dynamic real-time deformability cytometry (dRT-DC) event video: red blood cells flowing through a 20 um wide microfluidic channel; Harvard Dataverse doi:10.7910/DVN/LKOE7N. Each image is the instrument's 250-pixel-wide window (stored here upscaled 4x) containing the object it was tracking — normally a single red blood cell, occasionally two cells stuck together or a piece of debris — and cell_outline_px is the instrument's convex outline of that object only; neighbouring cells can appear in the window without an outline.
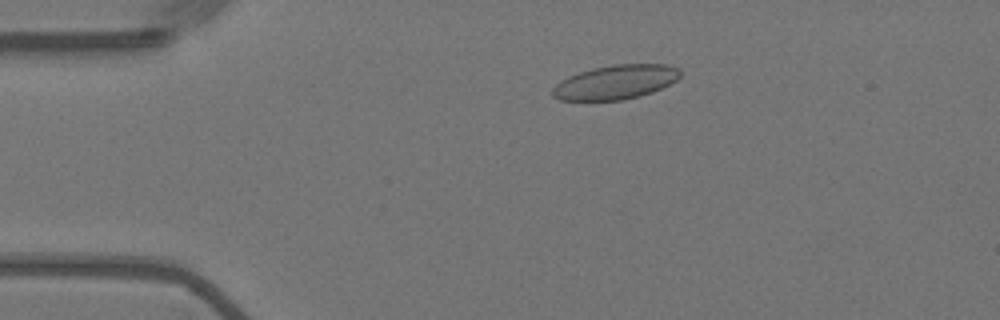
{"species": "Egyptian fruit bat (a non-hibernating species)", "species_latin": "Rousettus aegyptiacus", "temperature_condition": "warm", "stored_images_in_passage": 56, "camera_frame_rate_fps": 3000, "um_per_image_px": 0.085, "animal": {"sex": "female"}, "frame": {"image": 1, "passage_image": 11, "time_ms": 3.333, "image_size_px": [1000, 320], "cell_outline_px": [[680, 76], [676, 80], [652, 92], [640, 96], [624, 100], [560, 100], [552, 96], [552, 88], [560, 80], [568, 76], [592, 68], [612, 64], [668, 64], [680, 68]], "centroid_in_image_um": [52.31, 6.97], "position_along_channel_um": 32.7, "area_um2": 25.55}}
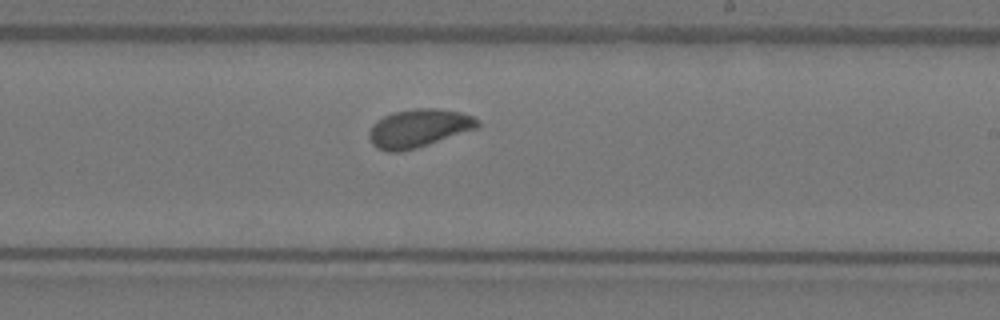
{"frame": {"image": 2, "passage_image": 33, "time_ms": 10.667, "image_size_px": [1000, 320], "cell_outline_px": [[480, 124], [476, 128], [416, 148], [400, 152], [388, 152], [376, 148], [372, 144], [368, 136], [368, 132], [372, 124], [376, 120], [392, 112], [412, 108], [436, 108], [460, 112], [472, 116]], "centroid_in_image_um": [35.51, 10.89], "position_along_channel_um": 253.5, "area_um2": 24.1}}
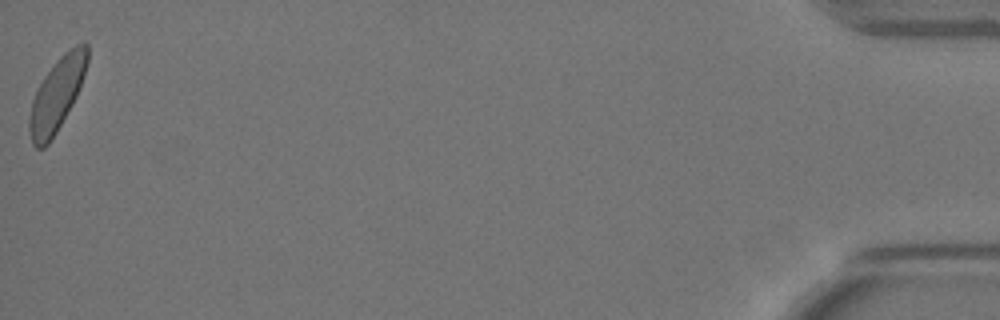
{"frame": {"image": 3, "passage_image": 56, "time_ms": 18.333, "image_size_px": [1000, 320], "cell_outline_px": [[88, 64], [76, 96], [72, 104], [52, 140], [44, 148], [36, 148], [32, 144], [28, 128], [28, 120], [32, 100], [44, 76], [56, 60], [64, 52], [76, 44], [84, 40], [88, 44]], "centroid_in_image_um": [4.84, 8.02], "position_along_channel_um": 430.4, "area_um2": 24.74}, "authors_computed_cell_mechanics": {"area_um2": 24.2182, "velocity_mm_per_s": 3.5947, "shape_relaxation_time_tau1_ms": 1.8898, "shape_relaxation_time_tau2_ms": null, "deformation_change_tau1": 0.0753, "deformation_change_tau2": null}}